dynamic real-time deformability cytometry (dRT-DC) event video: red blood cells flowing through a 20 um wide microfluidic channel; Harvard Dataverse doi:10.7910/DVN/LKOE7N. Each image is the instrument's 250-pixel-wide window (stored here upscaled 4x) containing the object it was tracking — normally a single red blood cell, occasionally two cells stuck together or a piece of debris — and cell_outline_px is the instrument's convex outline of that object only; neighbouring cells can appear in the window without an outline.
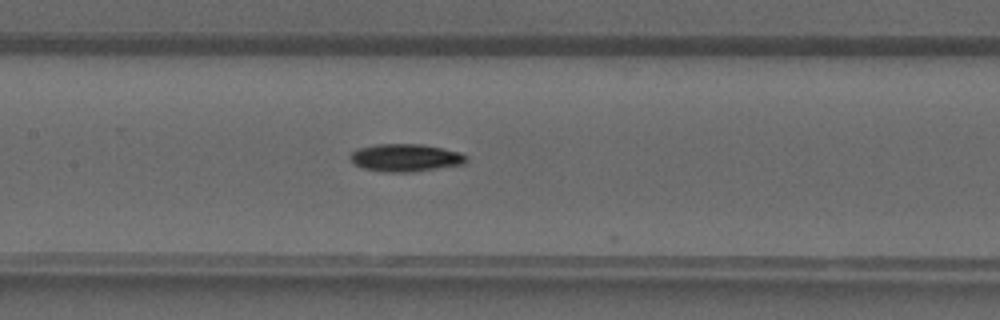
{"species": "common noctule bat (a hibernating species)", "species_latin": "Nyctalus noctula", "temperature_condition": "warm", "stored_images_in_passage": 28, "camera_frame_rate_fps": 3000, "um_per_image_px": 0.085, "animal": {"sex": "male", "forearm_length_mm": 52.5}, "frame": {"image": 1, "passage_image": 7, "time_ms": 2.0, "image_size_px": [1000, 320], "cell_outline_px": [[468, 160], [464, 164], [412, 172], [384, 172], [360, 168], [352, 164], [348, 156], [356, 148], [376, 144], [420, 144], [444, 148], [460, 152], [468, 156]], "centroid_in_image_um": [34.43, 13.41], "position_along_channel_um": 173.0, "area_um2": 19.07}}
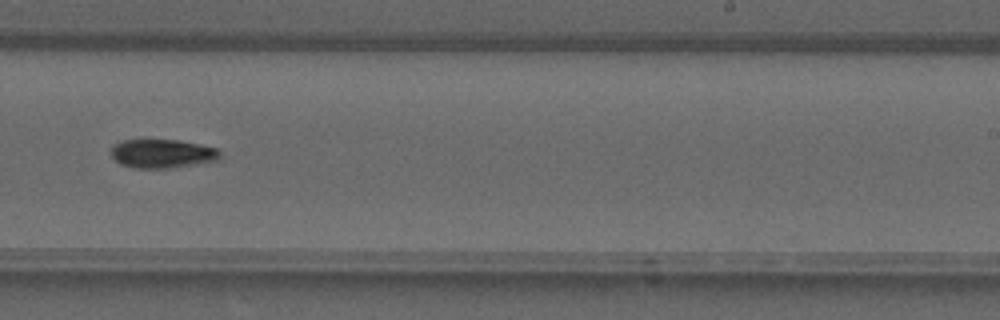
{"frame": {"image": 2, "passage_image": 13, "time_ms": 4.0, "image_size_px": [1000, 320], "cell_outline_px": [[220, 160], [168, 168], [136, 168], [120, 164], [112, 156], [112, 144], [120, 140], [180, 140], [200, 144], [216, 148], [220, 152]], "centroid_in_image_um": [13.79, 13.05], "position_along_channel_um": 275.2, "area_um2": 18.26}}
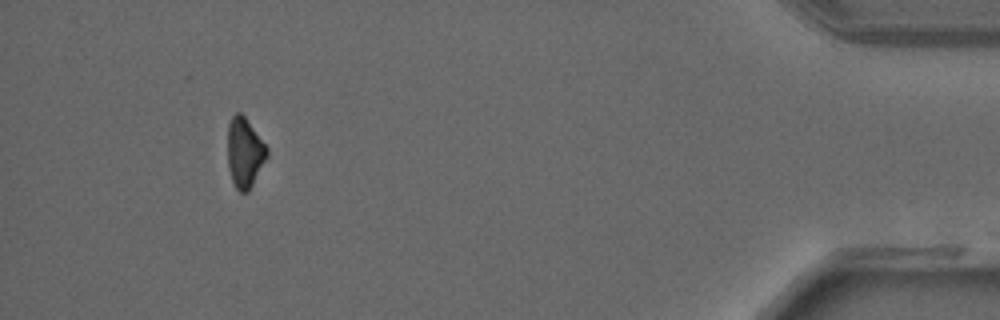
{"frame": {"image": 3, "passage_image": 25, "time_ms": 8.0, "image_size_px": [1000, 320], "cell_outline_px": [[268, 156], [248, 192], [240, 192], [236, 188], [232, 180], [228, 168], [228, 124], [232, 116], [236, 112], [240, 112], [244, 116], [268, 148]], "centroid_in_image_um": [20.79, 12.97], "position_along_channel_um": 414.4, "area_um2": 15.9}}